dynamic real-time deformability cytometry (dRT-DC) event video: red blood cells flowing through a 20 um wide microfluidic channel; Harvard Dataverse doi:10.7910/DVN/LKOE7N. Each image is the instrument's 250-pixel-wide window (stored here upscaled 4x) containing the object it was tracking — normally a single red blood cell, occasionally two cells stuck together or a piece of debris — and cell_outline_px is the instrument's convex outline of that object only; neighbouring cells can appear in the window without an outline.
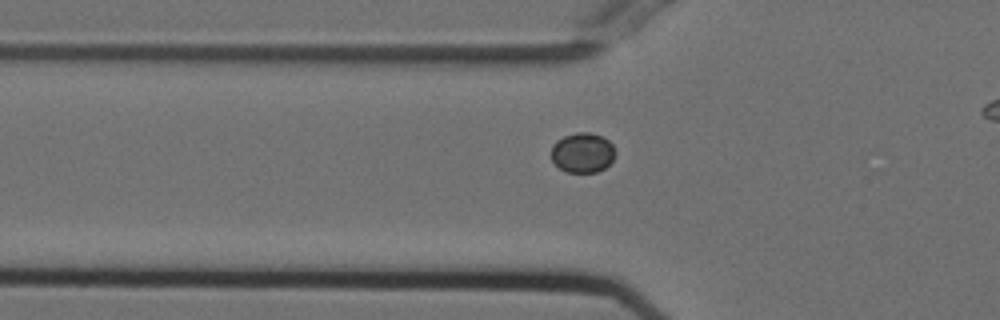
{"species": "Egyptian fruit bat (a non-hibernating species)", "species_latin": "Rousettus aegyptiacus", "temperature_condition": "cold", "stored_images_in_passage": 37, "camera_frame_rate_fps": 3000, "um_per_image_px": 0.085, "animal": {"sex": "female"}, "frame": {"image": 1, "passage_image": 13, "time_ms": 4.0, "image_size_px": [1000, 320], "cell_outline_px": [[616, 152], [612, 160], [604, 168], [596, 172], [564, 172], [552, 160], [552, 144], [556, 140], [564, 136], [576, 132], [592, 132], [608, 140], [612, 144]], "centroid_in_image_um": [49.51, 12.97], "position_along_channel_um": 76.3, "area_um2": 14.91}}
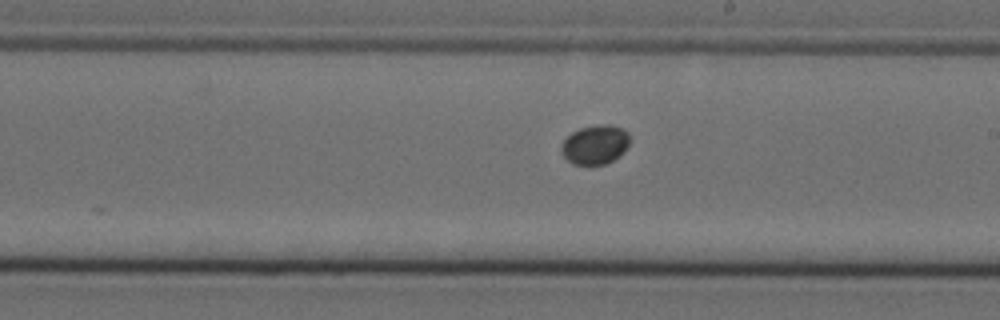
{"frame": {"image": 2, "passage_image": 26, "time_ms": 8.333, "image_size_px": [1000, 320], "cell_outline_px": [[628, 148], [620, 156], [604, 164], [572, 164], [560, 152], [560, 144], [572, 132], [580, 128], [600, 124], [608, 124], [624, 128], [628, 132]], "centroid_in_image_um": [50.58, 12.28], "position_along_channel_um": 238.4, "area_um2": 15.72}}
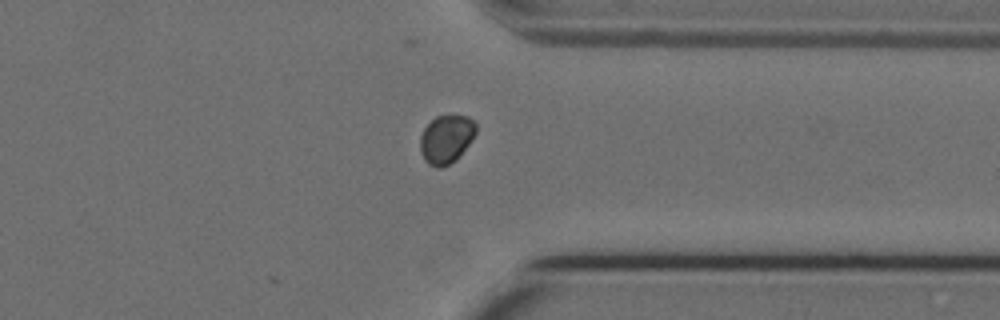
{"frame": {"image": 3, "passage_image": 37, "time_ms": 12.0, "image_size_px": [1000, 320], "cell_outline_px": [[476, 132], [472, 140], [456, 160], [440, 168], [436, 168], [428, 164], [424, 160], [420, 152], [420, 136], [424, 128], [436, 116], [468, 116], [476, 124]], "centroid_in_image_um": [37.92, 11.84], "position_along_channel_um": 373.5, "area_um2": 15.72}}